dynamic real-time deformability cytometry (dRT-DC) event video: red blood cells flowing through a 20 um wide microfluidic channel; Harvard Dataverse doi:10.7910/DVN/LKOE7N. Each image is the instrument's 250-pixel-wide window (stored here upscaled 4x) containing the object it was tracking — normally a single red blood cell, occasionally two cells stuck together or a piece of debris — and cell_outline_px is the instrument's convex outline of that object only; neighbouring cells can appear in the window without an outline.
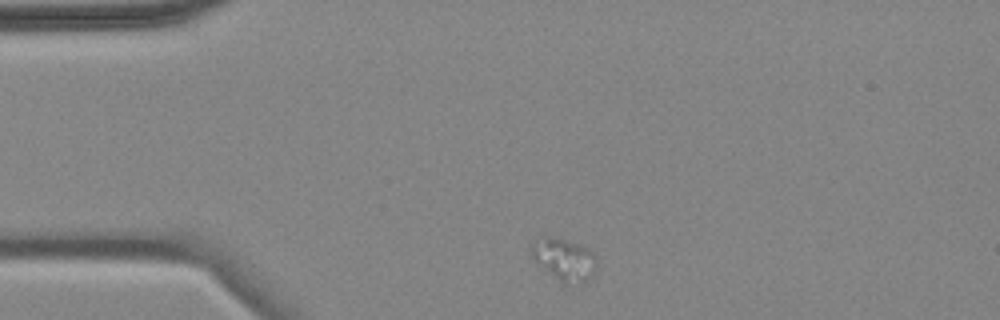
{"species": "common noctule bat (a hibernating species)", "species_latin": "Nyctalus noctula", "temperature_condition": "cold", "stored_images_in_passage": 3, "camera_frame_rate_fps": 3000, "um_per_image_px": 0.085, "animal": {"sex": "female", "body_mass_g": 18.4}, "frame": {"image": 1, "passage_image": 1, "time_ms": 0.0, "image_size_px": [1000, 320], "cell_outline_px": [[596, 268], [592, 276], [588, 280], [580, 284], [564, 284], [536, 264], [532, 260], [528, 252], [532, 244], [548, 236], [552, 236], [576, 244], [592, 252], [596, 256]], "centroid_in_image_um": [47.92, 22.1], "position_along_channel_um": 37.1, "area_um2": 16.07}}